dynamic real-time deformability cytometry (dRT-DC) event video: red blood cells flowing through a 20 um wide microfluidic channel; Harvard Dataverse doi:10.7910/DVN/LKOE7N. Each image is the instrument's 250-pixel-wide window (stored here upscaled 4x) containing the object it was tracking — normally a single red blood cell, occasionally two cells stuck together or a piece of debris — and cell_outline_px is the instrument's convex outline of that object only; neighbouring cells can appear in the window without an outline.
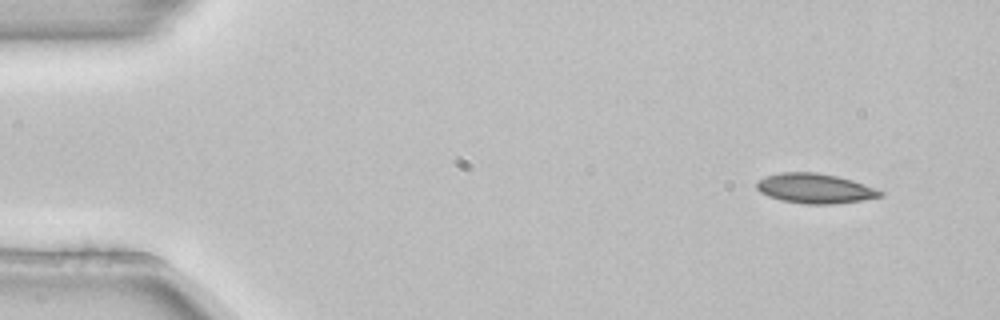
{"species": "common noctule bat (a hibernating species)", "species_latin": "Nyctalus noctula", "temperature_condition": "room temperature", "stored_images_in_passage": 4, "camera_frame_rate_fps": 3000, "um_per_image_px": 0.085, "animal": {"sex": "female", "body_mass_g": 22.7, "forearm_length_mm": 54.2}, "frame": {"image": 1, "passage_image": 1, "time_ms": 0.0, "image_size_px": [1000, 320], "cell_outline_px": [[884, 196], [860, 200], [832, 204], [804, 204], [780, 200], [768, 196], [760, 192], [756, 188], [756, 180], [764, 176], [780, 172], [816, 172], [836, 176], [852, 180], [864, 184], [884, 192]], "centroid_in_image_um": [69.22, 16.01], "position_along_channel_um": 15.8, "area_um2": 21.56}}
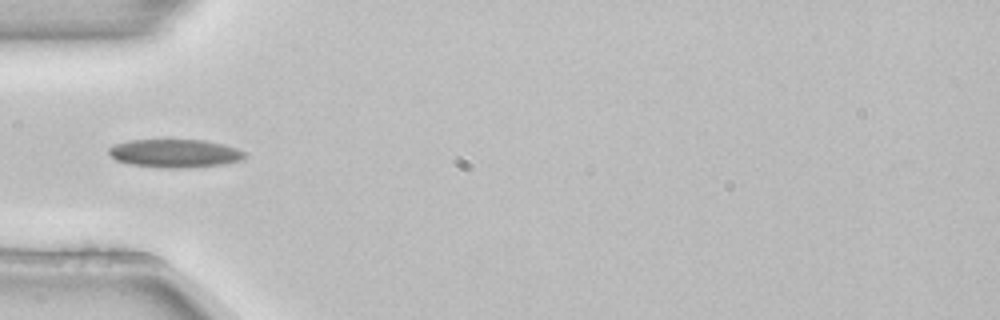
{"frame": {"image": 2, "passage_image": 4, "time_ms": 1.0, "image_size_px": [1000, 320], "cell_outline_px": [[248, 156], [244, 160], [224, 164], [188, 168], [160, 168], [128, 164], [116, 160], [108, 152], [108, 148], [116, 144], [132, 140], [204, 140], [236, 148], [244, 152]], "centroid_in_image_um": [14.89, 13.05], "position_along_channel_um": 70.1, "area_um2": 22.48}}